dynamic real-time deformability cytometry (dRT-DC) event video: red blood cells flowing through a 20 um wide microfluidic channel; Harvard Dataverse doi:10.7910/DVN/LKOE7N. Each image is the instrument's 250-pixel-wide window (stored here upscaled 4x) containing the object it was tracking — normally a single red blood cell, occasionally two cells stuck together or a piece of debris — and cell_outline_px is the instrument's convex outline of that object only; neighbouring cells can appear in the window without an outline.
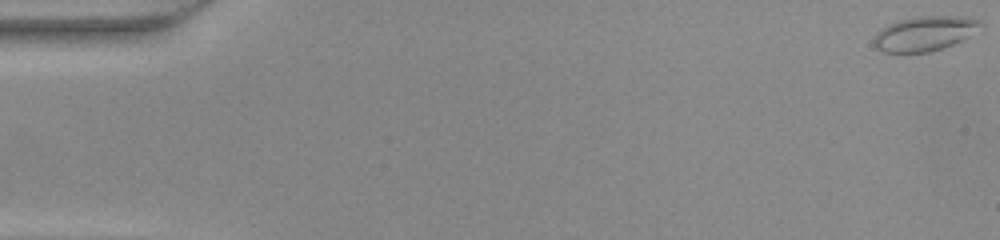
{"species": "common noctule bat (a hibernating species)", "species_latin": "Nyctalus noctula", "temperature_condition": "warm", "stored_images_in_passage": 49, "camera_frame_rate_fps": 3000, "um_per_image_px": 0.085, "animal": {"sex": "female", "body_mass_g": 22.0, "forearm_length_mm": 56.7}, "frame": {"image": 1, "passage_image": 1, "time_ms": 0.0, "image_size_px": [1000, 240], "cell_outline_px": [[984, 24], [968, 36], [952, 44], [928, 52], [884, 52], [876, 48], [872, 44], [872, 40], [876, 32], [880, 28], [888, 24], [900, 20], [916, 16], [968, 16], [980, 20]], "centroid_in_image_um": [78.55, 2.83], "position_along_channel_um": 6.4, "area_um2": 21.56}}
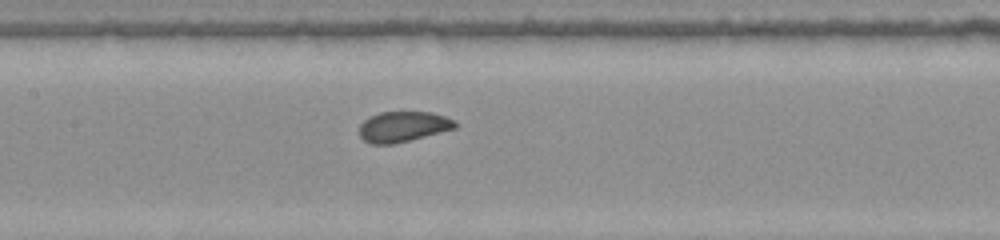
{"frame": {"image": 2, "passage_image": 24, "time_ms": 7.667, "image_size_px": [1000, 240], "cell_outline_px": [[460, 124], [456, 128], [392, 144], [372, 144], [364, 140], [360, 136], [360, 124], [364, 120], [380, 112], [432, 112], [456, 120]], "centroid_in_image_um": [34.29, 10.75], "position_along_channel_um": 173.1, "area_um2": 16.88}}
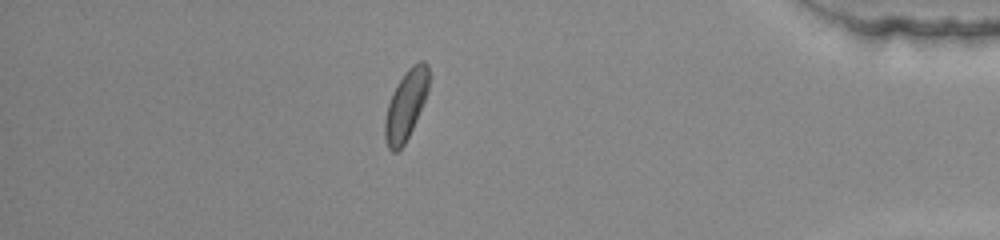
{"frame": {"image": 3, "passage_image": 43, "time_ms": 14.0, "image_size_px": [1000, 240], "cell_outline_px": [[428, 92], [412, 128], [404, 144], [396, 152], [392, 152], [388, 148], [384, 136], [384, 120], [388, 104], [392, 92], [404, 72], [412, 64], [420, 60], [424, 60], [428, 64]], "centroid_in_image_um": [34.48, 8.9], "position_along_channel_um": 400.7, "area_um2": 17.74}}